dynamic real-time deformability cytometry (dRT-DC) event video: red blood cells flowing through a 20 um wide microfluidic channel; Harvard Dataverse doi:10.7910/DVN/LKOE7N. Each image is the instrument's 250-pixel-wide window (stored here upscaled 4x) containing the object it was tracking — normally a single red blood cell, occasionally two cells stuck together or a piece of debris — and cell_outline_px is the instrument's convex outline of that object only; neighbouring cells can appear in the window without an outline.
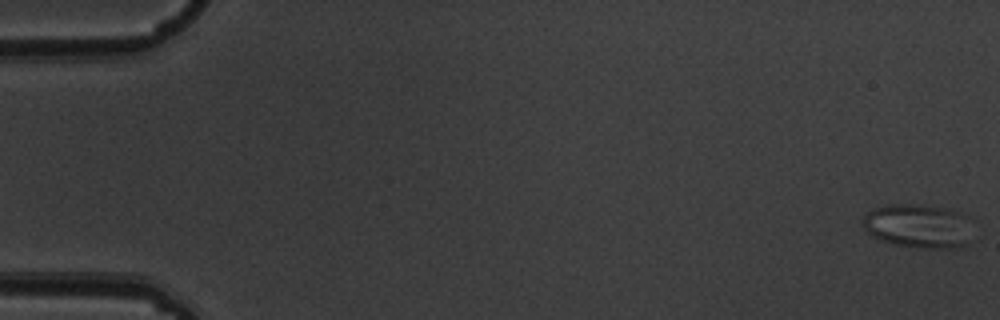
{"species": "common noctule bat (a hibernating species)", "species_latin": "Nyctalus noctula", "temperature_condition": "warm", "stored_images_in_passage": 7, "camera_frame_rate_fps": 3000, "um_per_image_px": 0.085, "animal": {"sex": "male", "body_mass_g": 19.5, "forearm_length_mm": 54.6}, "frame": {"image": 1, "passage_image": 1, "time_ms": 0.0, "image_size_px": [1000, 320], "cell_outline_px": [[972, 220], [968, 244], [960, 248], [916, 248], [896, 244], [872, 236], [864, 228], [860, 220], [872, 208], [892, 204], [912, 204], [944, 208], [960, 212], [968, 216]], "centroid_in_image_um": [78.08, 19.21], "position_along_channel_um": 6.9, "area_um2": 28.44}}
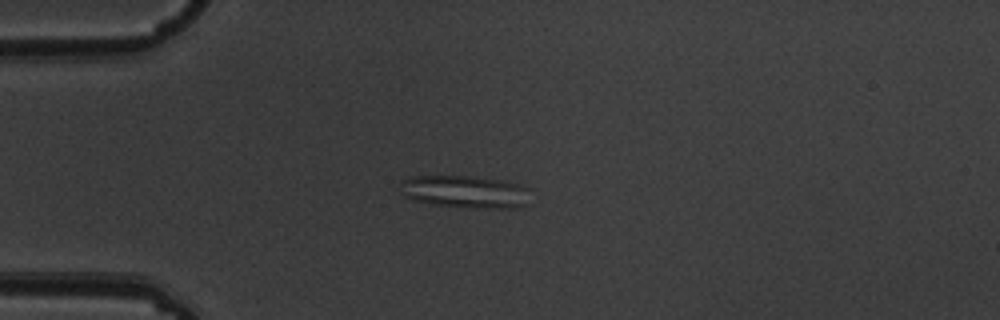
{"frame": {"image": 2, "passage_image": 5, "time_ms": 1.333, "image_size_px": [1000, 320], "cell_outline_px": [[532, 188], [524, 204], [520, 208], [484, 208], [432, 204], [412, 200], [404, 196], [400, 184], [408, 176], [468, 176], [504, 180], [520, 184]], "centroid_in_image_um": [39.57, 16.29], "position_along_channel_um": 45.4, "area_um2": 24.74}}
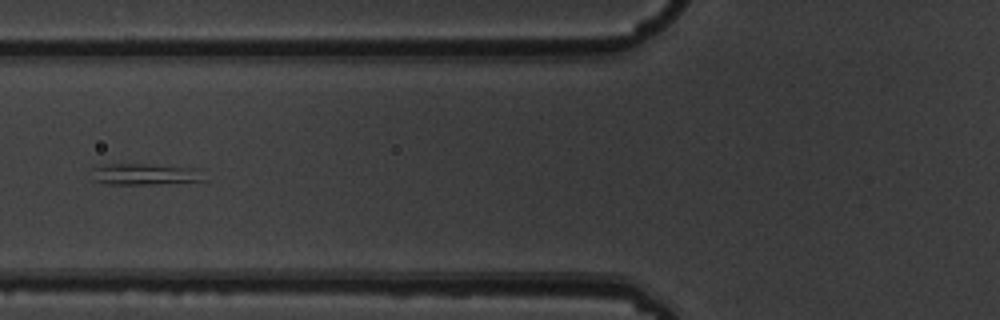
{"frame": {"image": 3, "passage_image": 7, "time_ms": 2.0, "image_size_px": [1000, 320], "cell_outline_px": [[208, 180], [152, 184], [104, 184], [92, 180], [92, 164], [148, 164], [200, 168]], "centroid_in_image_um": [12.29, 14.79], "position_along_channel_um": 113.5, "area_um2": 14.45}}